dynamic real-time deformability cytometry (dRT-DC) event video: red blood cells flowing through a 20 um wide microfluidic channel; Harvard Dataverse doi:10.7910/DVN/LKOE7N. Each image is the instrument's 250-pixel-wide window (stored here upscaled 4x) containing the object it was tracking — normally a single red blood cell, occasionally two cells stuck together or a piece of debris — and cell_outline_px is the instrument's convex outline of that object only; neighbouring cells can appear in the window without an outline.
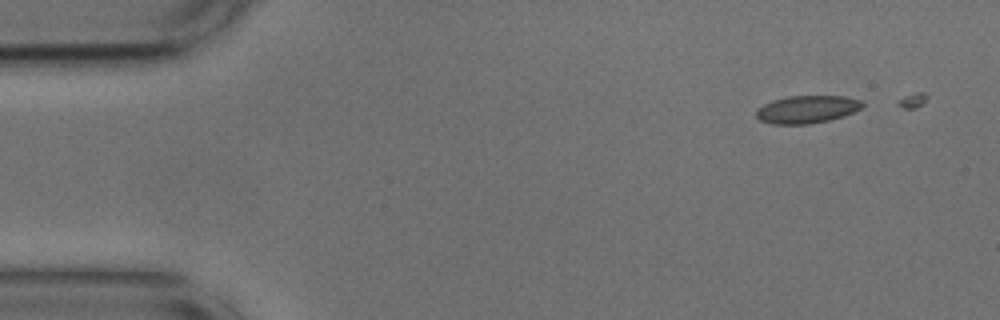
{"species": "common noctule bat (a hibernating species)", "species_latin": "Nyctalus noctula", "temperature_condition": "cold", "stored_images_in_passage": 15, "camera_frame_rate_fps": 3000, "um_per_image_px": 0.085, "animal": {"sex": "male", "body_mass_g": 17.9, "forearm_length_mm": 54.2}, "frame": {"image": 1, "passage_image": 1, "time_ms": 0.0, "image_size_px": [1000, 320], "cell_outline_px": [[864, 104], [860, 108], [844, 116], [828, 120], [808, 124], [772, 124], [760, 120], [756, 116], [756, 108], [772, 100], [788, 96], [844, 96], [860, 100]], "centroid_in_image_um": [68.55, 9.29], "position_along_channel_um": 16.4, "area_um2": 17.05}}
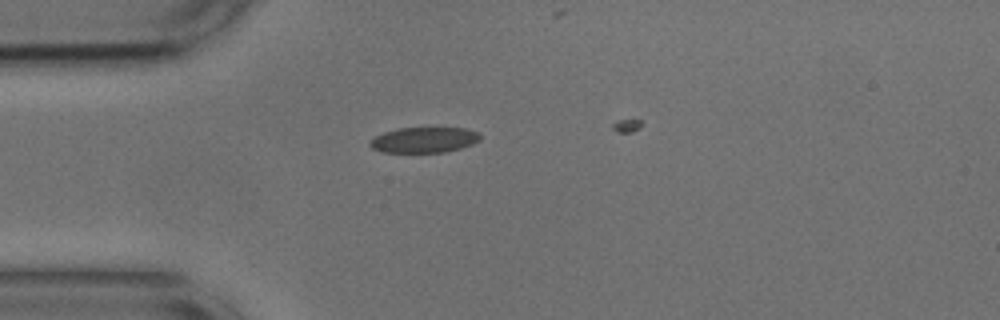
{"frame": {"image": 2, "passage_image": 10, "time_ms": 3.0, "image_size_px": [1000, 320], "cell_outline_px": [[480, 140], [472, 144], [460, 148], [444, 152], [380, 152], [372, 148], [368, 144], [376, 136], [384, 132], [396, 128], [464, 128], [480, 132]], "centroid_in_image_um": [36.05, 11.89], "position_along_channel_um": 48.9, "area_um2": 16.36}}